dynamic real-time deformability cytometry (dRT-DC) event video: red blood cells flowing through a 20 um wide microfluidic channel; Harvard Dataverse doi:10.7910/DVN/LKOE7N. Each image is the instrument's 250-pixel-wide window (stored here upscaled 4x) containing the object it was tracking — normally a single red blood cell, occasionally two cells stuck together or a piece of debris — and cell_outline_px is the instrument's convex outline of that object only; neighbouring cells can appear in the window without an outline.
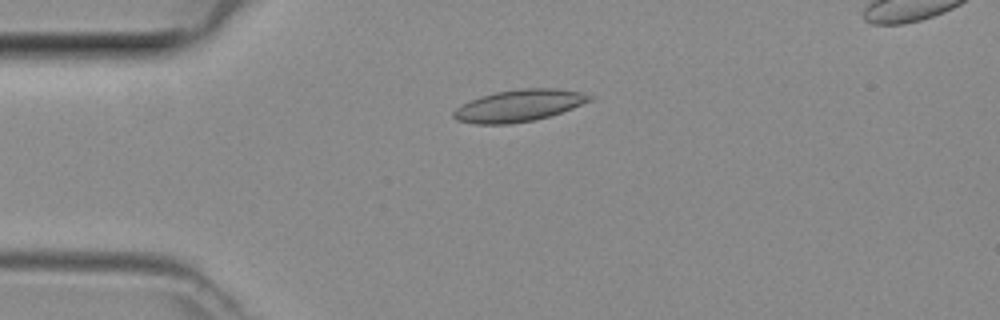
{"species": "common noctule bat (a hibernating species)", "species_latin": "Nyctalus noctula", "temperature_condition": "room temperature", "stored_images_in_passage": 5, "camera_frame_rate_fps": 3000, "um_per_image_px": 0.085, "animal": {"sex": "female", "body_mass_g": 29.2, "forearm_length_mm": 56.3}, "frame": {"image": 1, "passage_image": 3, "time_ms": 0.667, "image_size_px": [1000, 320], "cell_outline_px": [[596, 96], [592, 100], [572, 108], [548, 116], [532, 120], [508, 124], [476, 124], [456, 120], [452, 116], [452, 112], [460, 104], [480, 96], [496, 92], [520, 88], [556, 88], [580, 92]], "centroid_in_image_um": [44.08, 8.97], "position_along_channel_um": 40.9, "area_um2": 25.26}}